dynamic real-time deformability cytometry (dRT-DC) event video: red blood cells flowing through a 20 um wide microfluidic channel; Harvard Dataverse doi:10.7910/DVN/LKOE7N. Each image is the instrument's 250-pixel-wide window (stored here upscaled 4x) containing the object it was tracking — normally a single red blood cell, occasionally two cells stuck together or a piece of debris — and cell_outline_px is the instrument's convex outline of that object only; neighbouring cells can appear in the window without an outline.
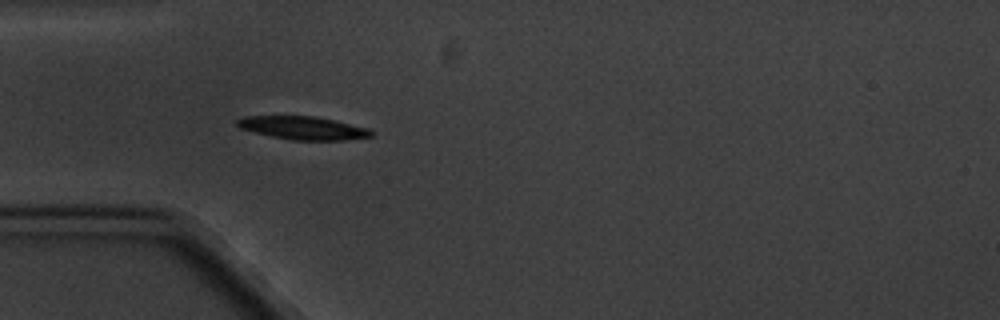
{"species": "common noctule bat (a hibernating species)", "species_latin": "Nyctalus noctula", "temperature_condition": "cold", "stored_images_in_passage": 6, "camera_frame_rate_fps": 3000, "um_per_image_px": 0.085, "animal": {"sex": "male", "body_mass_g": 20.1, "forearm_length_mm": 53.5}, "frame": {"image": 1, "passage_image": 6, "time_ms": 5.667, "image_size_px": [1000, 320], "cell_outline_px": [[372, 136], [344, 140], [292, 140], [272, 136], [240, 128], [236, 124], [236, 120], [244, 116], [316, 116], [368, 128], [372, 132]], "centroid_in_image_um": [25.74, 10.87], "position_along_channel_um": 59.3, "area_um2": 17.86}}